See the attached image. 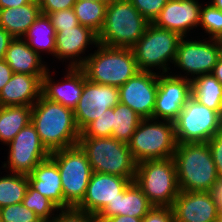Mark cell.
Wrapping results in <instances>:
<instances>
[{
    "label": "cell",
    "mask_w": 222,
    "mask_h": 222,
    "mask_svg": "<svg viewBox=\"0 0 222 222\" xmlns=\"http://www.w3.org/2000/svg\"><path fill=\"white\" fill-rule=\"evenodd\" d=\"M96 47L80 67L91 82L119 88L140 71L132 48Z\"/></svg>",
    "instance_id": "3"
},
{
    "label": "cell",
    "mask_w": 222,
    "mask_h": 222,
    "mask_svg": "<svg viewBox=\"0 0 222 222\" xmlns=\"http://www.w3.org/2000/svg\"><path fill=\"white\" fill-rule=\"evenodd\" d=\"M41 58L42 56L30 48L23 38H14L8 46L4 60L13 73L45 75L48 68Z\"/></svg>",
    "instance_id": "24"
},
{
    "label": "cell",
    "mask_w": 222,
    "mask_h": 222,
    "mask_svg": "<svg viewBox=\"0 0 222 222\" xmlns=\"http://www.w3.org/2000/svg\"><path fill=\"white\" fill-rule=\"evenodd\" d=\"M137 11L149 22H153L168 0H130Z\"/></svg>",
    "instance_id": "36"
},
{
    "label": "cell",
    "mask_w": 222,
    "mask_h": 222,
    "mask_svg": "<svg viewBox=\"0 0 222 222\" xmlns=\"http://www.w3.org/2000/svg\"><path fill=\"white\" fill-rule=\"evenodd\" d=\"M61 175L64 201L76 208L84 199L92 174L86 153L79 145L51 152Z\"/></svg>",
    "instance_id": "9"
},
{
    "label": "cell",
    "mask_w": 222,
    "mask_h": 222,
    "mask_svg": "<svg viewBox=\"0 0 222 222\" xmlns=\"http://www.w3.org/2000/svg\"><path fill=\"white\" fill-rule=\"evenodd\" d=\"M149 21L130 0H110L98 43L119 48H132L145 33Z\"/></svg>",
    "instance_id": "4"
},
{
    "label": "cell",
    "mask_w": 222,
    "mask_h": 222,
    "mask_svg": "<svg viewBox=\"0 0 222 222\" xmlns=\"http://www.w3.org/2000/svg\"><path fill=\"white\" fill-rule=\"evenodd\" d=\"M119 102L118 87L91 82L84 73L82 95L73 110L78 130L81 132L89 123Z\"/></svg>",
    "instance_id": "12"
},
{
    "label": "cell",
    "mask_w": 222,
    "mask_h": 222,
    "mask_svg": "<svg viewBox=\"0 0 222 222\" xmlns=\"http://www.w3.org/2000/svg\"><path fill=\"white\" fill-rule=\"evenodd\" d=\"M2 222H42L33 210L22 203L0 208Z\"/></svg>",
    "instance_id": "35"
},
{
    "label": "cell",
    "mask_w": 222,
    "mask_h": 222,
    "mask_svg": "<svg viewBox=\"0 0 222 222\" xmlns=\"http://www.w3.org/2000/svg\"><path fill=\"white\" fill-rule=\"evenodd\" d=\"M112 128L113 108H109L99 118L89 123L80 132V137H112Z\"/></svg>",
    "instance_id": "34"
},
{
    "label": "cell",
    "mask_w": 222,
    "mask_h": 222,
    "mask_svg": "<svg viewBox=\"0 0 222 222\" xmlns=\"http://www.w3.org/2000/svg\"><path fill=\"white\" fill-rule=\"evenodd\" d=\"M177 143L208 142L222 131V116L192 96L174 121Z\"/></svg>",
    "instance_id": "10"
},
{
    "label": "cell",
    "mask_w": 222,
    "mask_h": 222,
    "mask_svg": "<svg viewBox=\"0 0 222 222\" xmlns=\"http://www.w3.org/2000/svg\"><path fill=\"white\" fill-rule=\"evenodd\" d=\"M191 93L199 103L222 116V84L212 74L201 75L191 80Z\"/></svg>",
    "instance_id": "27"
},
{
    "label": "cell",
    "mask_w": 222,
    "mask_h": 222,
    "mask_svg": "<svg viewBox=\"0 0 222 222\" xmlns=\"http://www.w3.org/2000/svg\"><path fill=\"white\" fill-rule=\"evenodd\" d=\"M76 0H39L41 14L73 8Z\"/></svg>",
    "instance_id": "41"
},
{
    "label": "cell",
    "mask_w": 222,
    "mask_h": 222,
    "mask_svg": "<svg viewBox=\"0 0 222 222\" xmlns=\"http://www.w3.org/2000/svg\"><path fill=\"white\" fill-rule=\"evenodd\" d=\"M28 185V175L11 172L0 177V208L22 203Z\"/></svg>",
    "instance_id": "31"
},
{
    "label": "cell",
    "mask_w": 222,
    "mask_h": 222,
    "mask_svg": "<svg viewBox=\"0 0 222 222\" xmlns=\"http://www.w3.org/2000/svg\"><path fill=\"white\" fill-rule=\"evenodd\" d=\"M201 6L197 0H168L152 23L186 37L190 30L199 26Z\"/></svg>",
    "instance_id": "18"
},
{
    "label": "cell",
    "mask_w": 222,
    "mask_h": 222,
    "mask_svg": "<svg viewBox=\"0 0 222 222\" xmlns=\"http://www.w3.org/2000/svg\"><path fill=\"white\" fill-rule=\"evenodd\" d=\"M29 185L51 200L59 209L71 208L63 197L61 175L56 162L49 156L28 175Z\"/></svg>",
    "instance_id": "22"
},
{
    "label": "cell",
    "mask_w": 222,
    "mask_h": 222,
    "mask_svg": "<svg viewBox=\"0 0 222 222\" xmlns=\"http://www.w3.org/2000/svg\"><path fill=\"white\" fill-rule=\"evenodd\" d=\"M92 44L97 46L98 36L90 28L79 24L73 28L62 29L56 32L54 56L63 61L71 59L67 68L81 67L86 57L79 55L84 54L87 46Z\"/></svg>",
    "instance_id": "19"
},
{
    "label": "cell",
    "mask_w": 222,
    "mask_h": 222,
    "mask_svg": "<svg viewBox=\"0 0 222 222\" xmlns=\"http://www.w3.org/2000/svg\"><path fill=\"white\" fill-rule=\"evenodd\" d=\"M219 222H222V214H220Z\"/></svg>",
    "instance_id": "51"
},
{
    "label": "cell",
    "mask_w": 222,
    "mask_h": 222,
    "mask_svg": "<svg viewBox=\"0 0 222 222\" xmlns=\"http://www.w3.org/2000/svg\"><path fill=\"white\" fill-rule=\"evenodd\" d=\"M31 123L44 146L50 151L78 145V130L72 109L47 100L42 95L32 106Z\"/></svg>",
    "instance_id": "1"
},
{
    "label": "cell",
    "mask_w": 222,
    "mask_h": 222,
    "mask_svg": "<svg viewBox=\"0 0 222 222\" xmlns=\"http://www.w3.org/2000/svg\"><path fill=\"white\" fill-rule=\"evenodd\" d=\"M13 71L8 63L3 59L0 60V91L10 80Z\"/></svg>",
    "instance_id": "42"
},
{
    "label": "cell",
    "mask_w": 222,
    "mask_h": 222,
    "mask_svg": "<svg viewBox=\"0 0 222 222\" xmlns=\"http://www.w3.org/2000/svg\"><path fill=\"white\" fill-rule=\"evenodd\" d=\"M152 208L153 205L133 181L122 193H119V197L112 203H108L96 217L99 222L119 215L143 218Z\"/></svg>",
    "instance_id": "23"
},
{
    "label": "cell",
    "mask_w": 222,
    "mask_h": 222,
    "mask_svg": "<svg viewBox=\"0 0 222 222\" xmlns=\"http://www.w3.org/2000/svg\"><path fill=\"white\" fill-rule=\"evenodd\" d=\"M142 222H174V213L172 207L153 208L142 218Z\"/></svg>",
    "instance_id": "39"
},
{
    "label": "cell",
    "mask_w": 222,
    "mask_h": 222,
    "mask_svg": "<svg viewBox=\"0 0 222 222\" xmlns=\"http://www.w3.org/2000/svg\"><path fill=\"white\" fill-rule=\"evenodd\" d=\"M78 145L86 153L92 172L117 175L134 181L137 162L128 143L113 137H79Z\"/></svg>",
    "instance_id": "5"
},
{
    "label": "cell",
    "mask_w": 222,
    "mask_h": 222,
    "mask_svg": "<svg viewBox=\"0 0 222 222\" xmlns=\"http://www.w3.org/2000/svg\"><path fill=\"white\" fill-rule=\"evenodd\" d=\"M185 38L182 37L179 40L174 66L186 71L187 76L191 74L190 80L201 75L211 74L219 60L215 39H209L210 42L204 40L202 42V40L190 41V39L185 40Z\"/></svg>",
    "instance_id": "14"
},
{
    "label": "cell",
    "mask_w": 222,
    "mask_h": 222,
    "mask_svg": "<svg viewBox=\"0 0 222 222\" xmlns=\"http://www.w3.org/2000/svg\"><path fill=\"white\" fill-rule=\"evenodd\" d=\"M172 209L174 222H219L220 218L213 192L180 191Z\"/></svg>",
    "instance_id": "17"
},
{
    "label": "cell",
    "mask_w": 222,
    "mask_h": 222,
    "mask_svg": "<svg viewBox=\"0 0 222 222\" xmlns=\"http://www.w3.org/2000/svg\"><path fill=\"white\" fill-rule=\"evenodd\" d=\"M7 145H9L8 163L2 167L5 169L7 167L12 173L29 175L41 161L51 155L31 122Z\"/></svg>",
    "instance_id": "11"
},
{
    "label": "cell",
    "mask_w": 222,
    "mask_h": 222,
    "mask_svg": "<svg viewBox=\"0 0 222 222\" xmlns=\"http://www.w3.org/2000/svg\"><path fill=\"white\" fill-rule=\"evenodd\" d=\"M132 182L126 177L92 172L85 197L76 208L96 216Z\"/></svg>",
    "instance_id": "16"
},
{
    "label": "cell",
    "mask_w": 222,
    "mask_h": 222,
    "mask_svg": "<svg viewBox=\"0 0 222 222\" xmlns=\"http://www.w3.org/2000/svg\"><path fill=\"white\" fill-rule=\"evenodd\" d=\"M211 5L222 11V0H212Z\"/></svg>",
    "instance_id": "49"
},
{
    "label": "cell",
    "mask_w": 222,
    "mask_h": 222,
    "mask_svg": "<svg viewBox=\"0 0 222 222\" xmlns=\"http://www.w3.org/2000/svg\"><path fill=\"white\" fill-rule=\"evenodd\" d=\"M182 37L173 31L149 23L143 36L132 47L140 71L152 72L150 68L168 73L170 61L174 64L179 40Z\"/></svg>",
    "instance_id": "8"
},
{
    "label": "cell",
    "mask_w": 222,
    "mask_h": 222,
    "mask_svg": "<svg viewBox=\"0 0 222 222\" xmlns=\"http://www.w3.org/2000/svg\"><path fill=\"white\" fill-rule=\"evenodd\" d=\"M32 1L33 0H0V9H7L10 7L16 8Z\"/></svg>",
    "instance_id": "44"
},
{
    "label": "cell",
    "mask_w": 222,
    "mask_h": 222,
    "mask_svg": "<svg viewBox=\"0 0 222 222\" xmlns=\"http://www.w3.org/2000/svg\"><path fill=\"white\" fill-rule=\"evenodd\" d=\"M215 41L218 46L219 59L222 60V37L216 38Z\"/></svg>",
    "instance_id": "48"
},
{
    "label": "cell",
    "mask_w": 222,
    "mask_h": 222,
    "mask_svg": "<svg viewBox=\"0 0 222 222\" xmlns=\"http://www.w3.org/2000/svg\"><path fill=\"white\" fill-rule=\"evenodd\" d=\"M104 222H142V218H136L129 215H119L107 218Z\"/></svg>",
    "instance_id": "45"
},
{
    "label": "cell",
    "mask_w": 222,
    "mask_h": 222,
    "mask_svg": "<svg viewBox=\"0 0 222 222\" xmlns=\"http://www.w3.org/2000/svg\"><path fill=\"white\" fill-rule=\"evenodd\" d=\"M173 159L179 191H214L220 178L207 142L178 143Z\"/></svg>",
    "instance_id": "2"
},
{
    "label": "cell",
    "mask_w": 222,
    "mask_h": 222,
    "mask_svg": "<svg viewBox=\"0 0 222 222\" xmlns=\"http://www.w3.org/2000/svg\"><path fill=\"white\" fill-rule=\"evenodd\" d=\"M22 204L28 209L33 210L42 222H51L54 218L53 212L59 210L51 200L33 189L30 185H28Z\"/></svg>",
    "instance_id": "32"
},
{
    "label": "cell",
    "mask_w": 222,
    "mask_h": 222,
    "mask_svg": "<svg viewBox=\"0 0 222 222\" xmlns=\"http://www.w3.org/2000/svg\"><path fill=\"white\" fill-rule=\"evenodd\" d=\"M43 76L13 73L0 91V106H33L41 96Z\"/></svg>",
    "instance_id": "21"
},
{
    "label": "cell",
    "mask_w": 222,
    "mask_h": 222,
    "mask_svg": "<svg viewBox=\"0 0 222 222\" xmlns=\"http://www.w3.org/2000/svg\"><path fill=\"white\" fill-rule=\"evenodd\" d=\"M218 205L219 214H222V178L219 179L213 191Z\"/></svg>",
    "instance_id": "46"
},
{
    "label": "cell",
    "mask_w": 222,
    "mask_h": 222,
    "mask_svg": "<svg viewBox=\"0 0 222 222\" xmlns=\"http://www.w3.org/2000/svg\"><path fill=\"white\" fill-rule=\"evenodd\" d=\"M63 82L55 83L49 69L42 78L41 95L49 101L62 104L74 110L82 95L84 71L80 67H69Z\"/></svg>",
    "instance_id": "20"
},
{
    "label": "cell",
    "mask_w": 222,
    "mask_h": 222,
    "mask_svg": "<svg viewBox=\"0 0 222 222\" xmlns=\"http://www.w3.org/2000/svg\"><path fill=\"white\" fill-rule=\"evenodd\" d=\"M200 27L209 33L210 39L222 37V11L207 4L200 9Z\"/></svg>",
    "instance_id": "33"
},
{
    "label": "cell",
    "mask_w": 222,
    "mask_h": 222,
    "mask_svg": "<svg viewBox=\"0 0 222 222\" xmlns=\"http://www.w3.org/2000/svg\"><path fill=\"white\" fill-rule=\"evenodd\" d=\"M207 143L217 169V174L219 178H222V131L215 134Z\"/></svg>",
    "instance_id": "40"
},
{
    "label": "cell",
    "mask_w": 222,
    "mask_h": 222,
    "mask_svg": "<svg viewBox=\"0 0 222 222\" xmlns=\"http://www.w3.org/2000/svg\"><path fill=\"white\" fill-rule=\"evenodd\" d=\"M22 38L36 53L46 51L54 56L56 31L47 15L40 14Z\"/></svg>",
    "instance_id": "28"
},
{
    "label": "cell",
    "mask_w": 222,
    "mask_h": 222,
    "mask_svg": "<svg viewBox=\"0 0 222 222\" xmlns=\"http://www.w3.org/2000/svg\"><path fill=\"white\" fill-rule=\"evenodd\" d=\"M13 39L14 38L0 26V60L5 58L8 46Z\"/></svg>",
    "instance_id": "43"
},
{
    "label": "cell",
    "mask_w": 222,
    "mask_h": 222,
    "mask_svg": "<svg viewBox=\"0 0 222 222\" xmlns=\"http://www.w3.org/2000/svg\"><path fill=\"white\" fill-rule=\"evenodd\" d=\"M222 84V60L219 59L211 73Z\"/></svg>",
    "instance_id": "47"
},
{
    "label": "cell",
    "mask_w": 222,
    "mask_h": 222,
    "mask_svg": "<svg viewBox=\"0 0 222 222\" xmlns=\"http://www.w3.org/2000/svg\"><path fill=\"white\" fill-rule=\"evenodd\" d=\"M142 118L127 105L118 103L113 107L112 137L128 143Z\"/></svg>",
    "instance_id": "29"
},
{
    "label": "cell",
    "mask_w": 222,
    "mask_h": 222,
    "mask_svg": "<svg viewBox=\"0 0 222 222\" xmlns=\"http://www.w3.org/2000/svg\"><path fill=\"white\" fill-rule=\"evenodd\" d=\"M158 73V90L153 119L175 121L191 94V80L187 76Z\"/></svg>",
    "instance_id": "13"
},
{
    "label": "cell",
    "mask_w": 222,
    "mask_h": 222,
    "mask_svg": "<svg viewBox=\"0 0 222 222\" xmlns=\"http://www.w3.org/2000/svg\"><path fill=\"white\" fill-rule=\"evenodd\" d=\"M134 182L153 206L172 207L180 192L173 157L137 163Z\"/></svg>",
    "instance_id": "6"
},
{
    "label": "cell",
    "mask_w": 222,
    "mask_h": 222,
    "mask_svg": "<svg viewBox=\"0 0 222 222\" xmlns=\"http://www.w3.org/2000/svg\"><path fill=\"white\" fill-rule=\"evenodd\" d=\"M32 106H0V141L9 144L31 122Z\"/></svg>",
    "instance_id": "26"
},
{
    "label": "cell",
    "mask_w": 222,
    "mask_h": 222,
    "mask_svg": "<svg viewBox=\"0 0 222 222\" xmlns=\"http://www.w3.org/2000/svg\"><path fill=\"white\" fill-rule=\"evenodd\" d=\"M47 16L50 18L56 32L79 25L78 18L73 8L49 13Z\"/></svg>",
    "instance_id": "37"
},
{
    "label": "cell",
    "mask_w": 222,
    "mask_h": 222,
    "mask_svg": "<svg viewBox=\"0 0 222 222\" xmlns=\"http://www.w3.org/2000/svg\"><path fill=\"white\" fill-rule=\"evenodd\" d=\"M142 119L128 142L129 150L137 163L144 160L173 157L177 140L174 122Z\"/></svg>",
    "instance_id": "7"
},
{
    "label": "cell",
    "mask_w": 222,
    "mask_h": 222,
    "mask_svg": "<svg viewBox=\"0 0 222 222\" xmlns=\"http://www.w3.org/2000/svg\"><path fill=\"white\" fill-rule=\"evenodd\" d=\"M40 14L38 1L16 8L0 9V26L13 38H22Z\"/></svg>",
    "instance_id": "25"
},
{
    "label": "cell",
    "mask_w": 222,
    "mask_h": 222,
    "mask_svg": "<svg viewBox=\"0 0 222 222\" xmlns=\"http://www.w3.org/2000/svg\"><path fill=\"white\" fill-rule=\"evenodd\" d=\"M158 90V73L139 71L119 87L120 103L127 105L142 119H153Z\"/></svg>",
    "instance_id": "15"
},
{
    "label": "cell",
    "mask_w": 222,
    "mask_h": 222,
    "mask_svg": "<svg viewBox=\"0 0 222 222\" xmlns=\"http://www.w3.org/2000/svg\"><path fill=\"white\" fill-rule=\"evenodd\" d=\"M108 3L109 2L76 0L73 9L79 24L90 28L98 35L105 21L106 7Z\"/></svg>",
    "instance_id": "30"
},
{
    "label": "cell",
    "mask_w": 222,
    "mask_h": 222,
    "mask_svg": "<svg viewBox=\"0 0 222 222\" xmlns=\"http://www.w3.org/2000/svg\"><path fill=\"white\" fill-rule=\"evenodd\" d=\"M89 1H96V2H109L110 0H89Z\"/></svg>",
    "instance_id": "50"
},
{
    "label": "cell",
    "mask_w": 222,
    "mask_h": 222,
    "mask_svg": "<svg viewBox=\"0 0 222 222\" xmlns=\"http://www.w3.org/2000/svg\"><path fill=\"white\" fill-rule=\"evenodd\" d=\"M51 222H99V221L95 215L71 207V208L57 210V214L55 215V217L52 219Z\"/></svg>",
    "instance_id": "38"
}]
</instances>
